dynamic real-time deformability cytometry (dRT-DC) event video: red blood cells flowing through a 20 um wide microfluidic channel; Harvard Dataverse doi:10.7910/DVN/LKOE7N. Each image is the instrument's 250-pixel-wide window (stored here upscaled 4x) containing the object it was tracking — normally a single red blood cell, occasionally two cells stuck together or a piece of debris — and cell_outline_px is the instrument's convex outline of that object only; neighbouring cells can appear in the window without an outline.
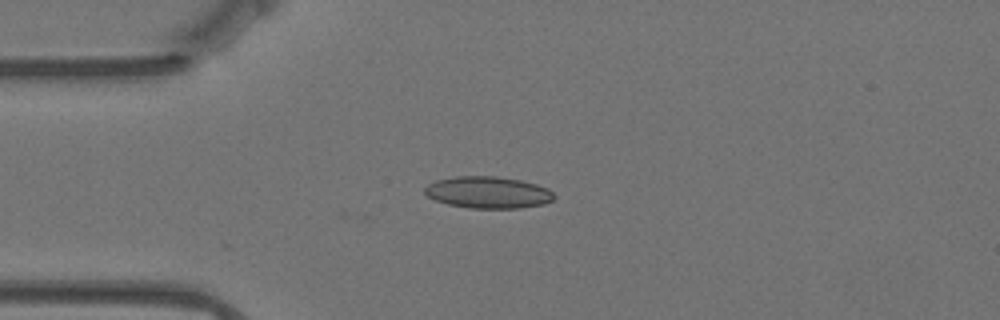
{"species": "Egyptian fruit bat (a non-hibernating species)", "species_latin": "Rousettus aegyptiacus", "temperature_condition": "warm", "stored_images_in_passage": 16, "camera_frame_rate_fps": 3000, "um_per_image_px": 0.085, "animal": {"sex": "female"}, "frame": {"image": 1, "passage_image": 16, "time_ms": 5.0, "image_size_px": [1000, 320], "cell_outline_px": [[556, 196], [552, 200], [544, 204], [520, 208], [468, 208], [448, 204], [436, 200], [428, 196], [424, 192], [424, 188], [428, 184], [436, 180], [456, 176], [496, 176], [520, 180], [536, 184], [548, 188]], "centroid_in_image_um": [41.49, 16.35], "position_along_channel_um": 43.5, "area_um2": 23.99}}